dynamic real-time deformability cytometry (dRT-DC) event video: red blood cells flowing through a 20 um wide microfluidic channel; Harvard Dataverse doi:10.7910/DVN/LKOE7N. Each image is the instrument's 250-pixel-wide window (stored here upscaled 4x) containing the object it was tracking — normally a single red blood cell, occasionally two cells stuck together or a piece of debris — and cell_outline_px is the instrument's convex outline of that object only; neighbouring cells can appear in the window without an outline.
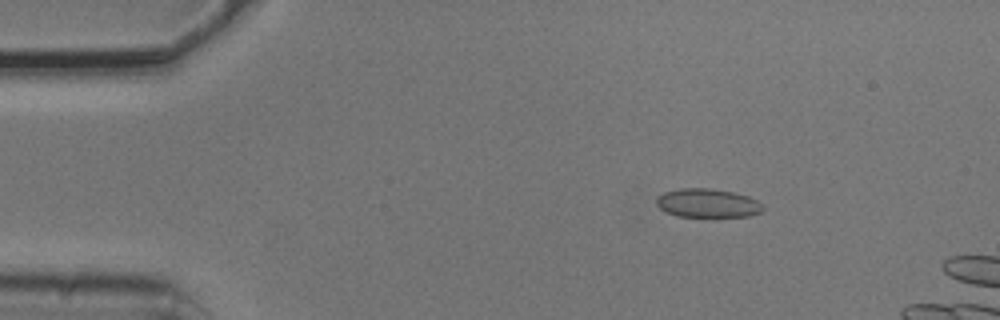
{"species": "common noctule bat (a hibernating species)", "species_latin": "Nyctalus noctula", "temperature_condition": "cold", "stored_images_in_passage": 5, "camera_frame_rate_fps": 3000, "um_per_image_px": 0.085, "animal": {"sex": "male", "body_mass_g": 20.5, "forearm_length_mm": 52.5}, "frame": {"image": 1, "passage_image": 3, "time_ms": 0.667, "image_size_px": [1000, 320], "cell_outline_px": [[764, 208], [760, 212], [748, 216], [676, 216], [660, 208], [656, 204], [656, 196], [664, 192], [680, 188], [708, 188], [732, 192], [748, 196], [756, 200]], "centroid_in_image_um": [60.1, 17.25], "position_along_channel_um": 24.9, "area_um2": 17.63}}